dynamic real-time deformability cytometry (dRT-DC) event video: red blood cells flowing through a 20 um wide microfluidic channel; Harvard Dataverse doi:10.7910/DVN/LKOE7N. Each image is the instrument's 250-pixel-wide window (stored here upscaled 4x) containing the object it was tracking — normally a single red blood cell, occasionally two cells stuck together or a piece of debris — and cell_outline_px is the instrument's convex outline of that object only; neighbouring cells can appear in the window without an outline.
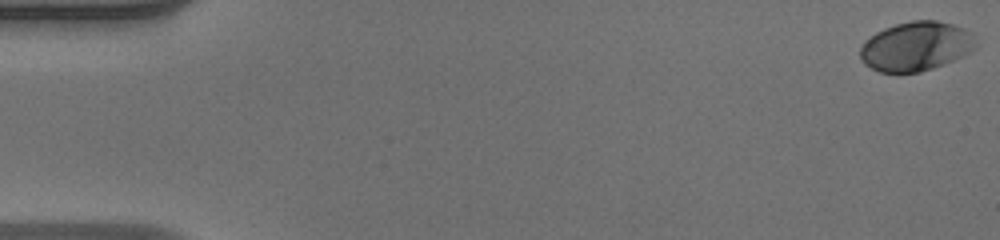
{"species": "human", "species_latin": "Homo sapiens", "temperature_condition": "warm", "stored_images_in_passage": 51, "camera_frame_rate_fps": 3000, "um_per_image_px": 0.085, "donor": {"sex": "male"}, "frame": {"image": 1, "passage_image": 1, "time_ms": 0.0, "image_size_px": [1000, 240], "cell_outline_px": [[976, 48], [964, 56], [944, 64], [920, 72], [880, 72], [864, 64], [860, 60], [860, 48], [876, 32], [884, 28], [896, 24], [912, 20], [936, 20], [952, 24], [964, 28], [972, 32], [976, 44]], "centroid_in_image_um": [77.89, 3.93], "position_along_channel_um": 7.1, "area_um2": 33.18}}
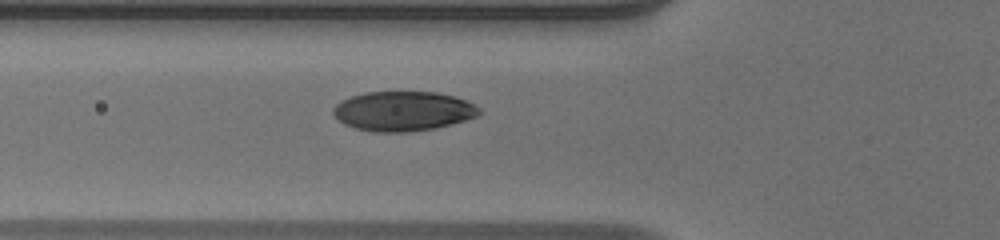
{"frame": {"image": 2, "passage_image": 19, "time_ms": 6.0, "image_size_px": [1000, 240], "cell_outline_px": [[480, 112], [476, 116], [452, 124], [436, 128], [408, 132], [372, 132], [356, 128], [344, 124], [332, 112], [332, 108], [340, 100], [364, 92], [436, 92], [452, 96], [464, 100], [480, 108]], "centroid_in_image_um": [34.22, 9.45], "position_along_channel_um": 91.6, "area_um2": 33.58}}
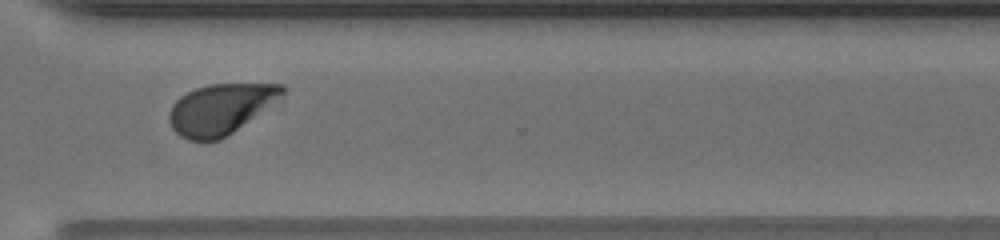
{"frame": {"image": 3, "passage_image": 38, "time_ms": 12.333, "image_size_px": [1000, 240], "cell_outline_px": [[288, 88], [280, 100], [220, 140], [188, 140], [180, 136], [172, 128], [168, 120], [168, 112], [172, 104], [180, 96], [196, 88], [212, 84], [284, 84]], "centroid_in_image_um": [18.77, 9.25], "position_along_channel_um": 351.8, "area_um2": 33.35}, "authors_computed_cell_mechanics": {"area_um2": 34.3332, "velocity_mm_per_s": 4.0987, "shape_relaxation_time_tau1_ms": 2.5564, "shape_relaxation_time_tau2_ms": null, "deformation_change_tau1": 0.1625, "deformation_change_tau2": null}}